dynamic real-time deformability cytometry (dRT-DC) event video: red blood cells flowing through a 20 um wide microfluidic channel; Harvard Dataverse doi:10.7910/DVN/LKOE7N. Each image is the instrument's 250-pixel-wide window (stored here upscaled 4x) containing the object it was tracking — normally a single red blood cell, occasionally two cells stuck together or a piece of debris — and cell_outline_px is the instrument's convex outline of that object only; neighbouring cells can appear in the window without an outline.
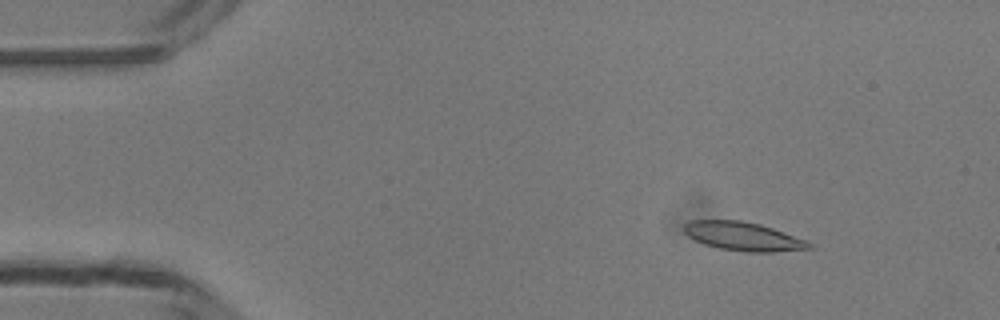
{"species": "common noctule bat (a hibernating species)", "species_latin": "Nyctalus noctula", "temperature_condition": "room temperature", "stored_images_in_passage": 48, "camera_frame_rate_fps": 3000, "um_per_image_px": 0.085, "animal": {"sex": "male", "body_mass_g": 13.3}, "frame": {"image": 1, "passage_image": 6, "time_ms": 1.667, "image_size_px": [1000, 320], "cell_outline_px": [[812, 248], [772, 252], [744, 252], [720, 248], [704, 244], [688, 236], [684, 232], [684, 224], [688, 220], [740, 220], [760, 224], [808, 240], [812, 244]], "centroid_in_image_um": [63.17, 20.09], "position_along_channel_um": 21.8, "area_um2": 20.92}}
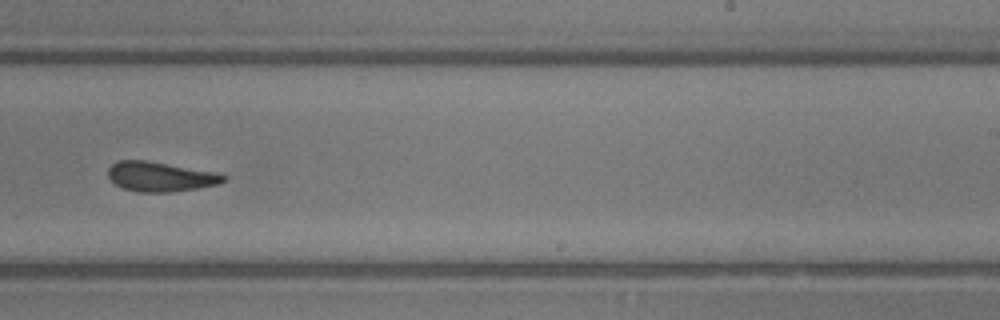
{"frame": {"image": 2, "passage_image": 30, "time_ms": 9.667, "image_size_px": [1000, 320], "cell_outline_px": [[228, 176], [220, 184], [172, 192], [136, 192], [124, 188], [116, 184], [108, 176], [108, 168], [116, 160], [144, 160], [216, 172]], "centroid_in_image_um": [13.62, 15.01], "position_along_channel_um": 275.4, "area_um2": 19.88}}
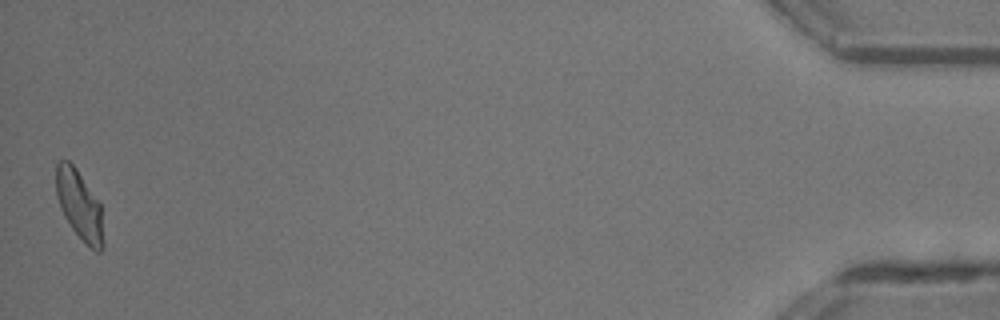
{"frame": {"image": 3, "passage_image": 48, "time_ms": 15.667, "image_size_px": [1000, 320], "cell_outline_px": [[104, 248], [100, 252], [96, 252], [72, 228], [64, 216], [60, 208], [56, 192], [56, 164], [60, 160], [68, 160], [76, 168], [100, 204], [104, 240]], "centroid_in_image_um": [6.75, 17.43], "position_along_channel_um": 428.5, "area_um2": 18.79}, "authors_computed_cell_mechanics": {"area_um2": 20.4034, "velocity_mm_per_s": 4.1932, "shape_relaxation_time_tau1_ms": 3.4723, "shape_relaxation_time_tau2_ms": 2.5057, "deformation_change_tau1": 0.1277, "deformation_change_tau2": 0.1088}}